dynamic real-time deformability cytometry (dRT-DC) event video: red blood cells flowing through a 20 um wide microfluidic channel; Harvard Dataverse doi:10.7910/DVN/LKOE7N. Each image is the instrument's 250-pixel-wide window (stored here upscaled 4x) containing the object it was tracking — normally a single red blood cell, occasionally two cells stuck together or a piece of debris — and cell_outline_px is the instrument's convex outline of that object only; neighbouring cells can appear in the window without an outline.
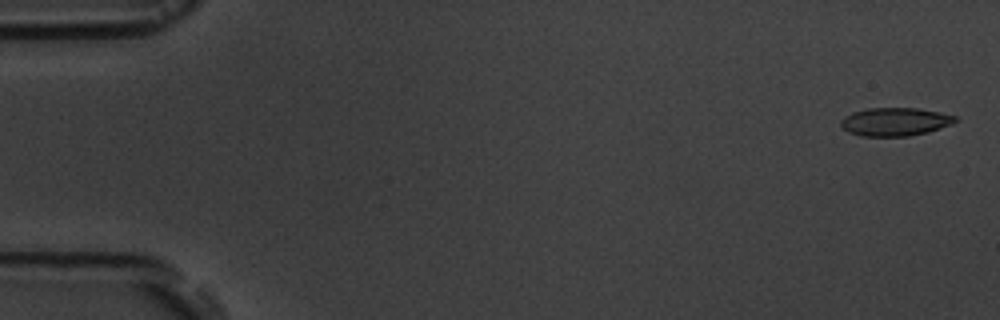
{"species": "common noctule bat (a hibernating species)", "species_latin": "Nyctalus noctula", "temperature_condition": "room temperature", "stored_images_in_passage": 5, "camera_frame_rate_fps": 3000, "um_per_image_px": 0.085, "animal": {"sex": "male", "body_mass_g": 19.5, "forearm_length_mm": 54.6}, "frame": {"image": 1, "passage_image": 1, "time_ms": 0.0, "image_size_px": [1000, 320], "cell_outline_px": [[956, 120], [952, 124], [928, 132], [908, 136], [860, 136], [848, 132], [840, 124], [840, 120], [844, 116], [852, 112], [868, 108], [916, 108], [940, 112], [956, 116]], "centroid_in_image_um": [76.05, 10.35], "position_along_channel_um": 8.9, "area_um2": 18.84}}
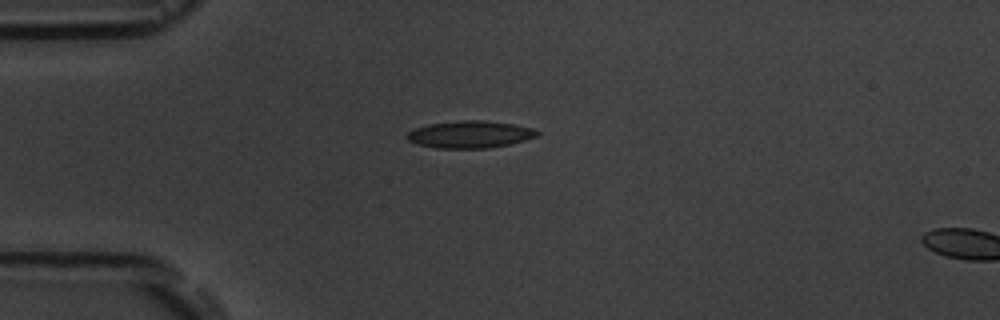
{"frame": {"image": 2, "passage_image": 4, "time_ms": 4.333, "image_size_px": [1000, 320], "cell_outline_px": [[540, 132], [536, 136], [524, 140], [508, 144], [488, 148], [436, 148], [420, 144], [408, 140], [404, 136], [408, 132], [416, 128], [428, 124], [460, 120], [484, 120], [512, 124], [532, 128]], "centroid_in_image_um": [39.92, 11.42], "position_along_channel_um": 45.1, "area_um2": 20.4}}